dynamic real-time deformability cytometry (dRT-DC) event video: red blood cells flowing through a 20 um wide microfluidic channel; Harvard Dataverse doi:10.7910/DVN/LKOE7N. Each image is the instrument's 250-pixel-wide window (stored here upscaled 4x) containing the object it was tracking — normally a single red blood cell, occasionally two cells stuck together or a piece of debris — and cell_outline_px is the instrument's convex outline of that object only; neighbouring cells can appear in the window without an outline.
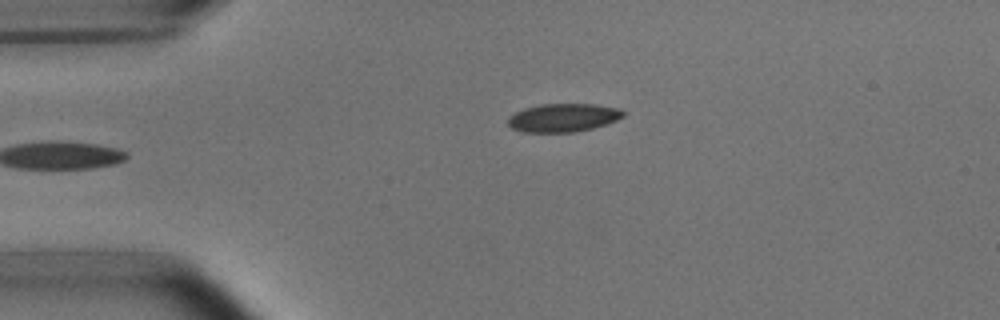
{"species": "common noctule bat (a hibernating species)", "species_latin": "Nyctalus noctula", "temperature_condition": "room temperature", "stored_images_in_passage": 5, "camera_frame_rate_fps": 3000, "um_per_image_px": 0.085, "animal": {"sex": "male", "body_mass_g": 15.6}, "frame": {"image": 1, "passage_image": 5, "time_ms": 4.667, "image_size_px": [1000, 320], "cell_outline_px": [[624, 116], [608, 124], [592, 128], [572, 132], [520, 132], [512, 128], [508, 124], [508, 116], [524, 108], [540, 104], [596, 104], [620, 108], [624, 112]], "centroid_in_image_um": [47.87, 10.0], "position_along_channel_um": 37.1, "area_um2": 19.13}}